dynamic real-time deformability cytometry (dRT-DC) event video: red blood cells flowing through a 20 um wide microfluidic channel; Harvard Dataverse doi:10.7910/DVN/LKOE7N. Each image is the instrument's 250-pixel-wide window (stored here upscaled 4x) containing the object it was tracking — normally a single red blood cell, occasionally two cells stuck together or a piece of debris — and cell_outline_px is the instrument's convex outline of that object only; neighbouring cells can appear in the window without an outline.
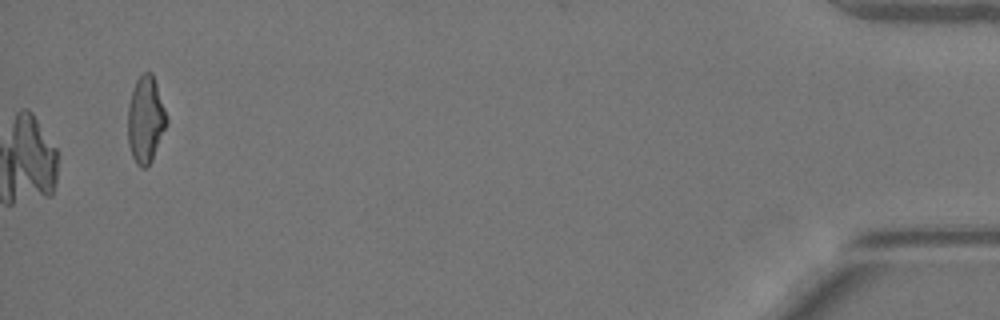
{"species": "Egyptian fruit bat (a non-hibernating species)", "species_latin": "Rousettus aegyptiacus", "temperature_condition": "warm", "stored_images_in_passage": 53, "camera_frame_rate_fps": 3000, "um_per_image_px": 0.085, "animal": {"sex": "female"}, "frame": {"image": 1, "passage_image": 53, "time_ms": 17.333, "image_size_px": [1000, 320], "cell_outline_px": [[168, 120], [152, 160], [148, 168], [140, 168], [136, 164], [132, 156], [128, 144], [128, 104], [136, 80], [144, 72], [152, 72]], "centroid_in_image_um": [12.36, 10.21], "position_along_channel_um": 422.8, "area_um2": 19.42}}